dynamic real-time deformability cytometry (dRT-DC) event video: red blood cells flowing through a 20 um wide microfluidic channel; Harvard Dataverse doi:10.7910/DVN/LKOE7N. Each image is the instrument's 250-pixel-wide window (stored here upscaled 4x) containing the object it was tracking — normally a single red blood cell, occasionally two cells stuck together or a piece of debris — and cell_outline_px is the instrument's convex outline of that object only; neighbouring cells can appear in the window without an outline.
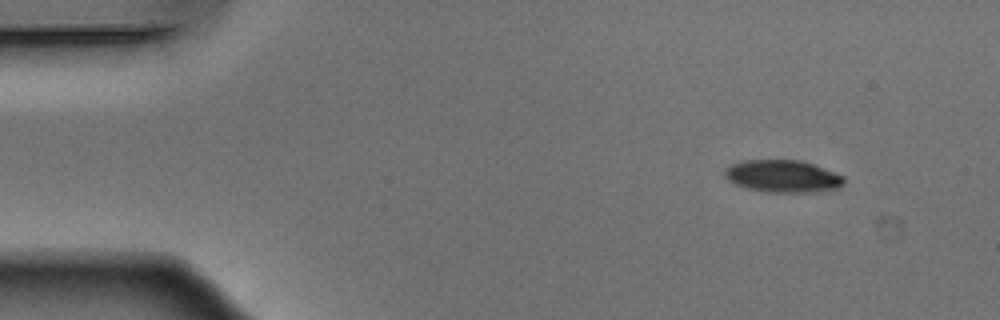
{"species": "Egyptian fruit bat (a non-hibernating species)", "species_latin": "Rousettus aegyptiacus", "temperature_condition": "warm", "stored_images_in_passage": 47, "camera_frame_rate_fps": 3000, "um_per_image_px": 0.085, "animal": {"sex": "male"}, "frame": {"image": 1, "passage_image": 1, "time_ms": 0.0, "image_size_px": [1000, 320], "cell_outline_px": [[844, 184], [840, 188], [808, 192], [768, 192], [748, 188], [736, 184], [728, 180], [724, 176], [724, 168], [732, 164], [744, 160], [800, 160], [812, 164], [844, 176]], "centroid_in_image_um": [66.52, 14.97], "position_along_channel_um": 18.5, "area_um2": 22.31}}
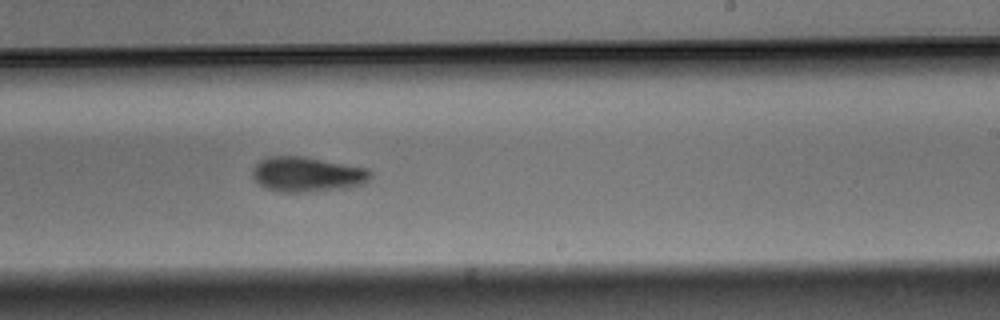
{"frame": {"image": 2, "passage_image": 27, "time_ms": 8.667, "image_size_px": [1000, 320], "cell_outline_px": [[372, 176], [364, 184], [344, 188], [300, 192], [276, 192], [260, 184], [252, 176], [252, 168], [260, 160], [268, 156], [300, 156], [368, 168], [372, 172]], "centroid_in_image_um": [26.11, 14.81], "position_along_channel_um": 262.9, "area_um2": 23.93}}
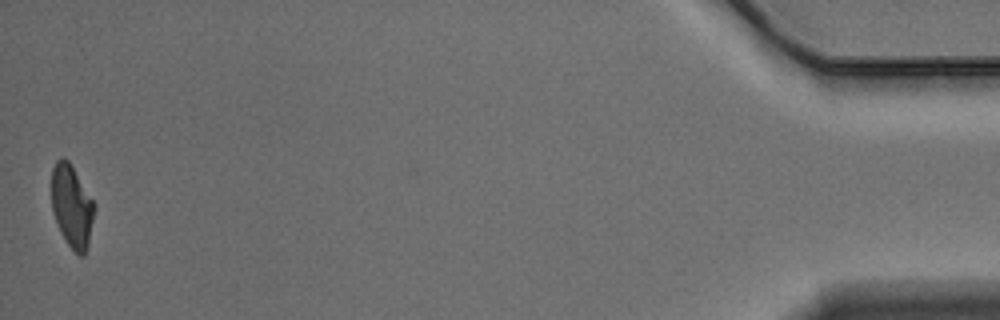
{"frame": {"image": 3, "passage_image": 47, "time_ms": 15.333, "image_size_px": [1000, 320], "cell_outline_px": [[96, 208], [88, 244], [84, 256], [80, 256], [68, 244], [60, 232], [52, 212], [52, 168], [56, 160], [64, 156], [68, 160], [96, 204]], "centroid_in_image_um": [6.11, 17.52], "position_along_channel_um": 429.1, "area_um2": 20.69}, "authors_computed_cell_mechanics": {"area_um2": 23.5246, "velocity_mm_per_s": 3.8892, "shape_relaxation_time_tau1_ms": 2.7402, "shape_relaxation_time_tau2_ms": null, "deformation_change_tau1": 0.1366, "deformation_change_tau2": null}}